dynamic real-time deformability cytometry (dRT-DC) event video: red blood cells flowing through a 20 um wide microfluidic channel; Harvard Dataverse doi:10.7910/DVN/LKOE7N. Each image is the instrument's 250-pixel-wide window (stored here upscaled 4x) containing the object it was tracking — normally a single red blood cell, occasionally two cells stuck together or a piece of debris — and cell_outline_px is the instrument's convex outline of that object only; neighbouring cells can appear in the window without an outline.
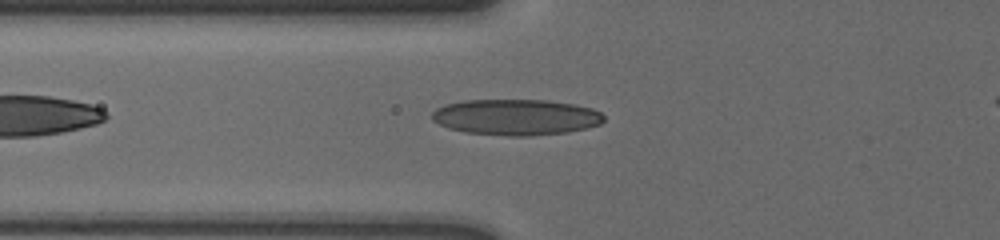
{"species": "human", "species_latin": "Homo sapiens", "temperature_condition": "cold", "stored_images_in_passage": 41, "camera_frame_rate_fps": 3000, "um_per_image_px": 0.085, "donor": {"sex": "male"}, "frame": {"image": 1, "passage_image": 6, "time_ms": 1.667, "image_size_px": [1000, 240], "cell_outline_px": [[604, 120], [600, 124], [588, 128], [568, 132], [528, 136], [508, 136], [464, 132], [448, 128], [432, 120], [432, 112], [436, 108], [444, 104], [464, 100], [548, 100], [576, 104], [592, 108], [600, 112], [604, 116]], "centroid_in_image_um": [43.86, 9.95], "position_along_channel_um": 81.9, "area_um2": 36.3}}
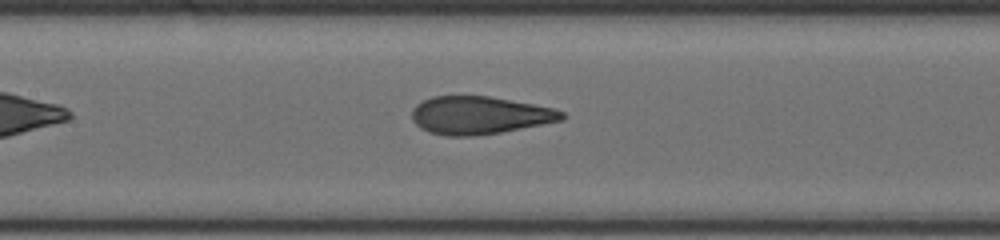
{"frame": {"image": 2, "passage_image": 13, "time_ms": 4.0, "image_size_px": [1000, 240], "cell_outline_px": [[564, 120], [500, 132], [472, 136], [448, 136], [428, 132], [420, 128], [412, 120], [412, 108], [416, 104], [432, 96], [488, 96], [532, 104], [552, 108], [564, 112]], "centroid_in_image_um": [40.72, 9.8], "position_along_channel_um": 166.7, "area_um2": 32.89}}
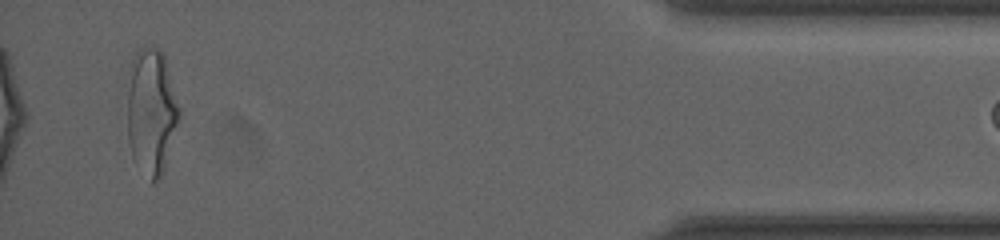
{"frame": {"image": 3, "passage_image": 39, "time_ms": 12.667, "image_size_px": [1000, 240], "cell_outline_px": [[180, 116], [164, 168], [160, 176], [156, 180], [152, 180], [132, 156], [128, 136], [128, 92], [132, 60], [136, 52], [144, 44], [160, 48], [164, 56], [180, 108]], "centroid_in_image_um": [12.87, 9.39], "position_along_channel_um": 422.3, "area_um2": 37.34}}